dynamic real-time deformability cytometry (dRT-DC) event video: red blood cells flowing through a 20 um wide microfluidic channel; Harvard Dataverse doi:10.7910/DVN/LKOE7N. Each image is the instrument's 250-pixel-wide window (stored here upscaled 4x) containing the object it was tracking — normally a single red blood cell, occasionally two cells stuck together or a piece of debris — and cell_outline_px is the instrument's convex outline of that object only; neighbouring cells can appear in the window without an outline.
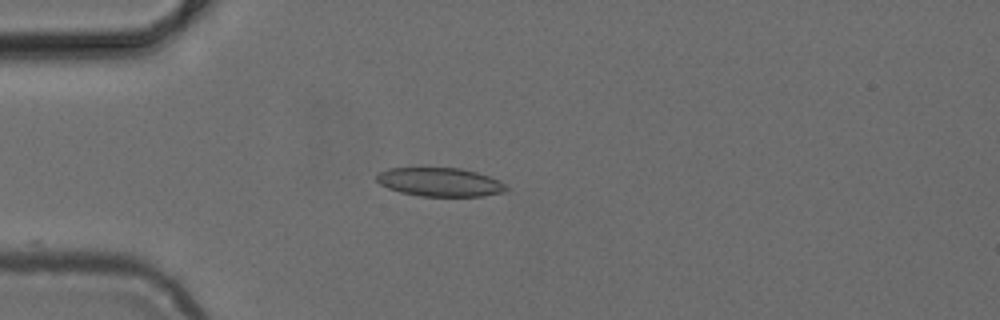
{"species": "common noctule bat (a hibernating species)", "species_latin": "Nyctalus noctula", "temperature_condition": "cold", "stored_images_in_passage": 38, "camera_frame_rate_fps": 3000, "um_per_image_px": 0.085, "animal": {"sex": "female", "body_mass_g": 24.6, "forearm_length_mm": 56.2}, "frame": {"image": 1, "passage_image": 2, "time_ms": 0.333, "image_size_px": [1000, 320], "cell_outline_px": [[508, 188], [504, 192], [484, 196], [420, 196], [400, 192], [388, 188], [380, 184], [376, 180], [376, 176], [380, 172], [388, 168], [460, 168], [476, 172], [500, 180]], "centroid_in_image_um": [37.39, 15.48], "position_along_channel_um": 47.6, "area_um2": 21.62}}
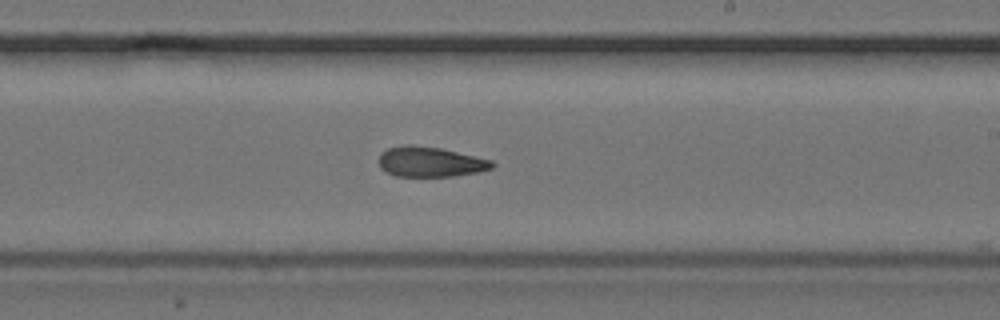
{"frame": {"image": 2, "passage_image": 18, "time_ms": 5.667, "image_size_px": [1000, 320], "cell_outline_px": [[496, 164], [492, 168], [476, 172], [456, 176], [396, 176], [380, 168], [380, 152], [388, 148], [404, 144], [412, 144], [440, 148], [492, 160]], "centroid_in_image_um": [36.56, 13.75], "position_along_channel_um": 252.4, "area_um2": 19.83}}
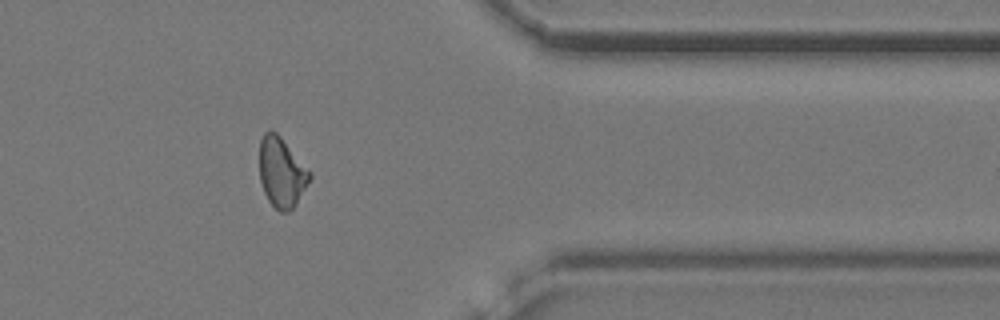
{"frame": {"image": 3, "passage_image": 29, "time_ms": 9.333, "image_size_px": [1000, 320], "cell_outline_px": [[312, 176], [296, 204], [288, 212], [280, 212], [268, 200], [264, 192], [260, 180], [260, 140], [264, 132], [268, 128], [276, 132], [280, 136], [312, 172]], "centroid_in_image_um": [23.94, 14.63], "position_along_channel_um": 387.5, "area_um2": 20.46}}